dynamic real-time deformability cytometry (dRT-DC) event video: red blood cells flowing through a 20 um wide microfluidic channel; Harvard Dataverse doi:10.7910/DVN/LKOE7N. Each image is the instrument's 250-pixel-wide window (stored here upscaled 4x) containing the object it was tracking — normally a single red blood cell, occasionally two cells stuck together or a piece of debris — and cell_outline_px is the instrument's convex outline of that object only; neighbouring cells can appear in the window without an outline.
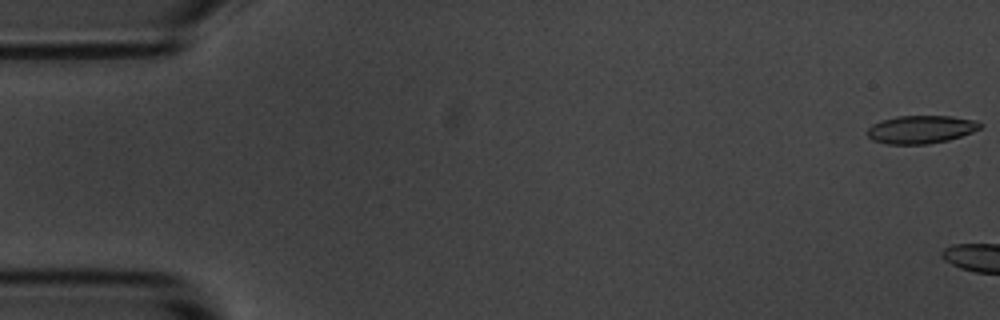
{"species": "common noctule bat (a hibernating species)", "species_latin": "Nyctalus noctula", "temperature_condition": "room temperature", "stored_images_in_passage": 3, "camera_frame_rate_fps": 3000, "um_per_image_px": 0.085, "animal": {"sex": "male", "body_mass_g": 20.1, "forearm_length_mm": 53.5}, "frame": {"image": 1, "passage_image": 1, "time_ms": 0.0, "image_size_px": [1000, 320], "cell_outline_px": [[984, 124], [980, 128], [972, 132], [948, 140], [928, 144], [884, 144], [872, 140], [868, 136], [868, 128], [872, 124], [880, 120], [896, 116], [952, 116], [976, 120]], "centroid_in_image_um": [78.27, 11.0], "position_along_channel_um": 6.7, "area_um2": 18.55}}